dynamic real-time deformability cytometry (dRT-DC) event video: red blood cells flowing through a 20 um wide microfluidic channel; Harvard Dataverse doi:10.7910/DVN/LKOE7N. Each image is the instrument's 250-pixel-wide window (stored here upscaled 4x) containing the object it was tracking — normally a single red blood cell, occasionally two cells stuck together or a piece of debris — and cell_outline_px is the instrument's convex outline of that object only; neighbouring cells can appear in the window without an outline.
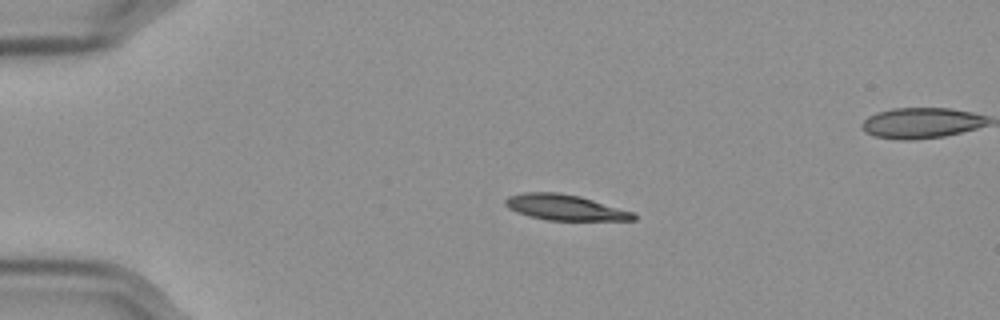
{"species": "Egyptian fruit bat (a non-hibernating species)", "species_latin": "Rousettus aegyptiacus", "temperature_condition": "cold", "stored_images_in_passage": 46, "segment_of_instrument_passage": [1, 2], "camera_frame_rate_fps": 3000, "um_per_image_px": 0.085, "frame": {"image": 1, "passage_image": 1, "time_ms": 0.0, "image_size_px": [1000, 320], "cell_outline_px": [[636, 220], [548, 220], [528, 216], [516, 212], [508, 208], [504, 204], [504, 200], [508, 196], [524, 192], [560, 192], [580, 196], [636, 212]], "centroid_in_image_um": [48.03, 17.62], "position_along_channel_um": 37.0, "area_um2": 19.36}}
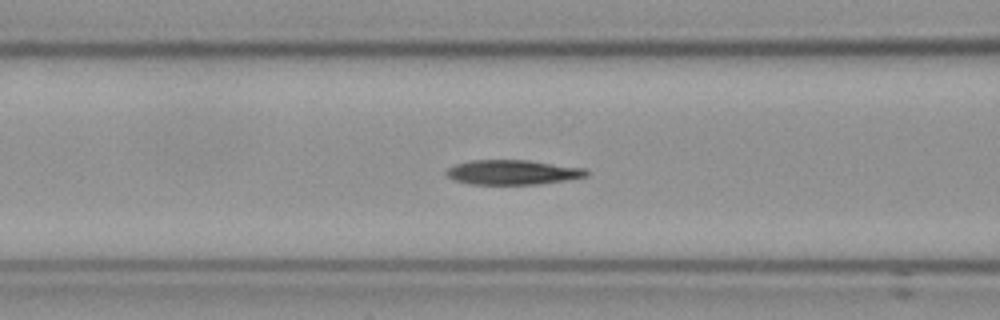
{"frame": {"image": 2, "passage_image": 12, "time_ms": 3.667, "image_size_px": [1000, 320], "cell_outline_px": [[588, 176], [540, 184], [468, 184], [452, 180], [444, 176], [444, 172], [448, 168], [456, 164], [472, 160], [528, 160], [584, 168], [588, 172]], "centroid_in_image_um": [43.5, 14.65], "position_along_channel_um": 123.1, "area_um2": 20.23}}
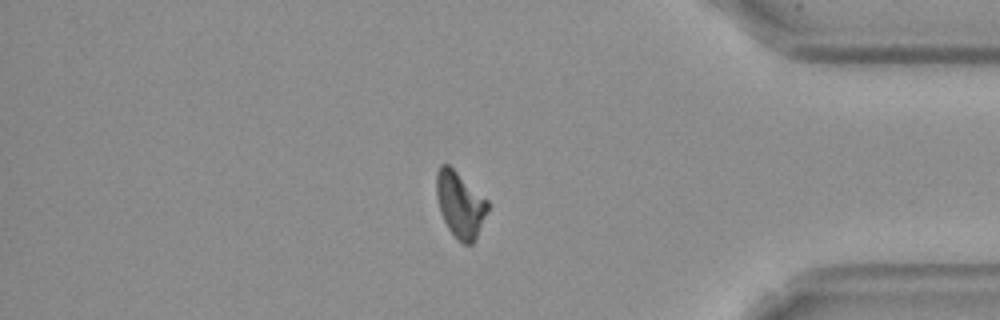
{"frame": {"image": 3, "passage_image": 37, "time_ms": 12.0, "image_size_px": [1000, 320], "cell_outline_px": [[488, 212], [472, 244], [464, 244], [456, 240], [448, 228], [440, 212], [436, 196], [436, 172], [440, 164], [448, 164], [488, 200]], "centroid_in_image_um": [39.09, 17.38], "position_along_channel_um": 396.1, "area_um2": 19.65}}